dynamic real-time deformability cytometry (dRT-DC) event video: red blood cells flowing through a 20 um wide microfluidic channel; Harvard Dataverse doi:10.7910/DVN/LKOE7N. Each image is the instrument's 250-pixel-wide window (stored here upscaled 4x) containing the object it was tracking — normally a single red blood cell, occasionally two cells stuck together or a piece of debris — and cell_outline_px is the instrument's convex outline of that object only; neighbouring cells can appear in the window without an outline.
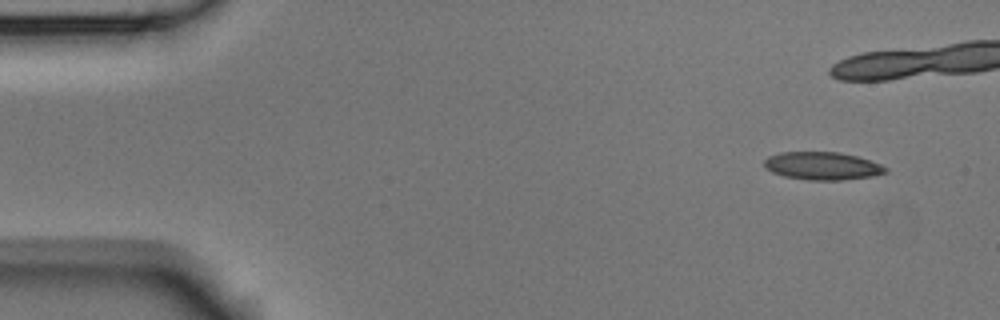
{"species": "Egyptian fruit bat (a non-hibernating species)", "species_latin": "Rousettus aegyptiacus", "temperature_condition": "room temperature", "stored_images_in_passage": 6, "camera_frame_rate_fps": 3000, "um_per_image_px": 0.085, "animal": {"sex": "male"}, "frame": {"image": 1, "passage_image": 1, "time_ms": 0.0, "image_size_px": [1000, 320], "cell_outline_px": [[888, 172], [872, 176], [840, 180], [808, 180], [784, 176], [772, 172], [764, 164], [764, 160], [768, 156], [780, 152], [840, 152], [856, 156], [880, 164], [888, 168]], "centroid_in_image_um": [69.9, 14.1], "position_along_channel_um": 15.1, "area_um2": 19.59}}
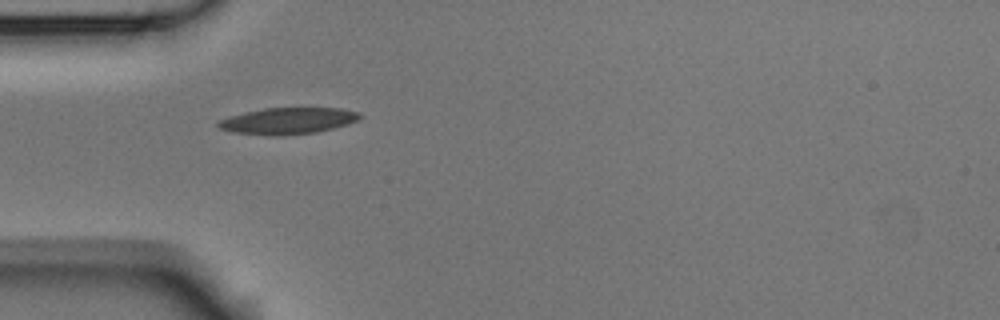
{"frame": {"image": 2, "passage_image": 5, "time_ms": 1.333, "image_size_px": [1000, 320], "cell_outline_px": [[360, 116], [356, 120], [348, 124], [316, 132], [280, 136], [268, 136], [232, 132], [220, 128], [216, 124], [220, 120], [232, 116], [264, 108], [340, 108], [360, 112]], "centroid_in_image_um": [24.47, 10.28], "position_along_channel_um": 60.5, "area_um2": 21.62}}
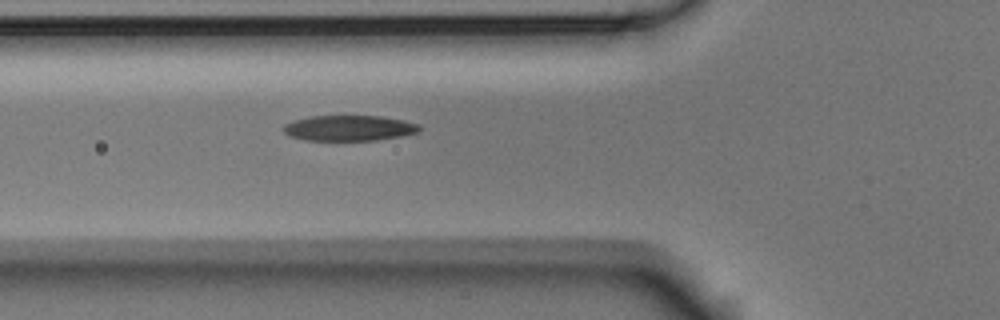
{"frame": {"image": 3, "passage_image": 6, "time_ms": 1.667, "image_size_px": [1000, 320], "cell_outline_px": [[420, 132], [404, 136], [376, 140], [304, 140], [288, 136], [284, 132], [284, 124], [292, 120], [308, 116], [380, 116], [404, 120], [420, 124]], "centroid_in_image_um": [29.68, 10.88], "position_along_channel_um": 96.1, "area_um2": 20.46}}